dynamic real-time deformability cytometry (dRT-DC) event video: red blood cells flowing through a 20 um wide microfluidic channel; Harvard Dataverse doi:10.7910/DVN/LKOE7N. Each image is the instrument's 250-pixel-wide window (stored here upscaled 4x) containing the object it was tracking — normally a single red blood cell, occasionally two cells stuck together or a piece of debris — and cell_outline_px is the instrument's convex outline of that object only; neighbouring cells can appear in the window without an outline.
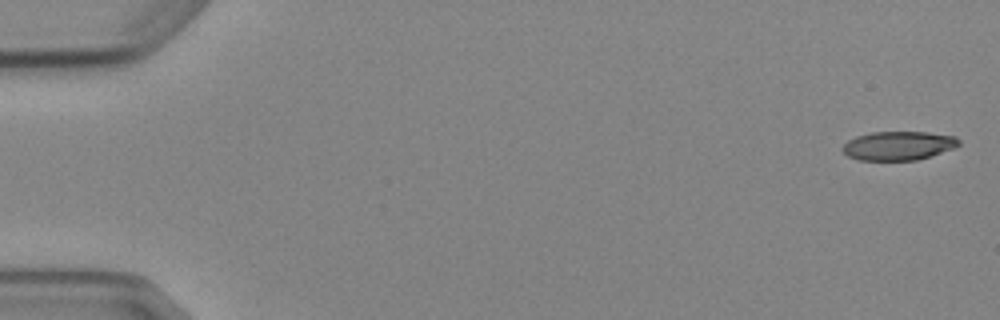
{"species": "Egyptian fruit bat (a non-hibernating species)", "species_latin": "Rousettus aegyptiacus", "temperature_condition": "cold", "stored_images_in_passage": 6, "camera_frame_rate_fps": 3000, "um_per_image_px": 0.085, "animal": {"sex": "female"}, "frame": {"image": 1, "passage_image": 1, "time_ms": 0.0, "image_size_px": [1000, 320], "cell_outline_px": [[960, 144], [952, 148], [916, 160], [860, 160], [848, 156], [840, 148], [848, 140], [856, 136], [872, 132], [928, 132], [956, 136], [960, 140]], "centroid_in_image_um": [76.34, 12.37], "position_along_channel_um": 8.7, "area_um2": 19.42}}
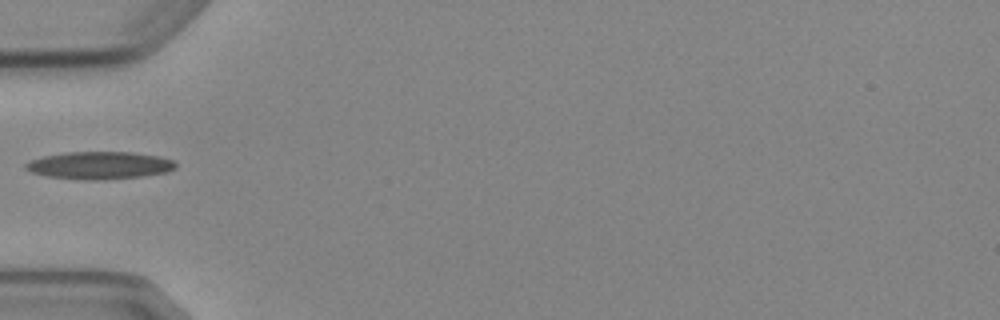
{"frame": {"image": 2, "passage_image": 5, "time_ms": 5.667, "image_size_px": [1000, 320], "cell_outline_px": [[176, 168], [168, 172], [140, 176], [100, 180], [84, 180], [44, 176], [32, 172], [24, 168], [24, 164], [28, 160], [44, 156], [64, 152], [132, 152], [160, 156], [172, 160], [176, 164]], "centroid_in_image_um": [8.42, 14.05], "position_along_channel_um": 76.6, "area_um2": 24.22}}
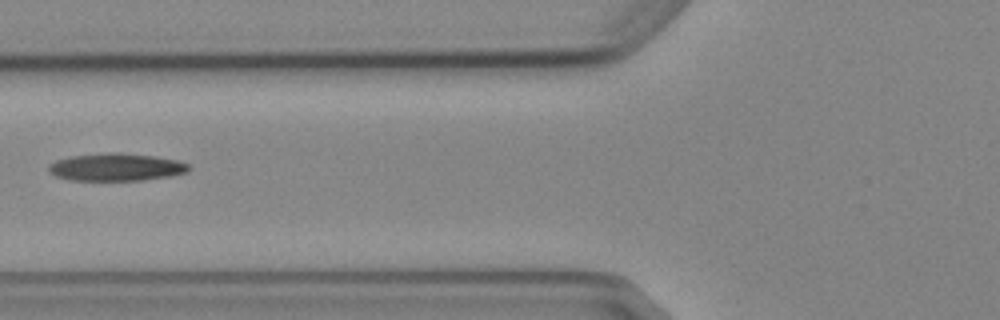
{"frame": {"image": 3, "passage_image": 6, "time_ms": 6.667, "image_size_px": [1000, 320], "cell_outline_px": [[192, 168], [188, 172], [172, 176], [144, 180], [72, 180], [56, 176], [48, 172], [48, 164], [56, 160], [72, 156], [108, 152], [116, 152], [152, 156], [176, 160], [188, 164]], "centroid_in_image_um": [9.88, 14.21], "position_along_channel_um": 115.9, "area_um2": 22.54}}